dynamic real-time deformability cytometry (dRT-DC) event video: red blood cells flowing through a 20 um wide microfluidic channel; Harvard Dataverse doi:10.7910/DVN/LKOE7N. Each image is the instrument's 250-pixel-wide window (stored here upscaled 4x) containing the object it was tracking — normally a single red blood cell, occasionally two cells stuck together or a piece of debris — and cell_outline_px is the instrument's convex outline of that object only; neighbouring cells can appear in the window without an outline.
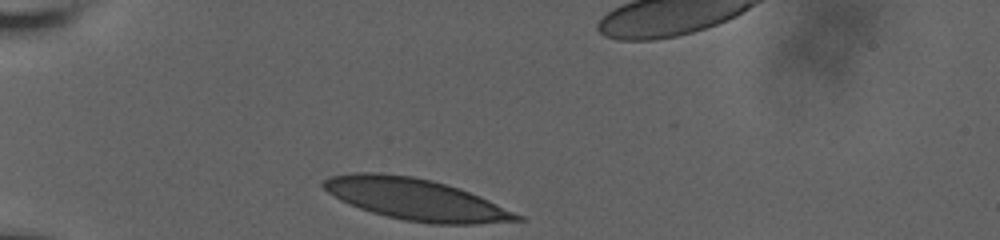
{"species": "human", "species_latin": "Homo sapiens", "temperature_condition": "room temperature", "stored_images_in_passage": 27, "camera_frame_rate_fps": 3000, "um_per_image_px": 0.085, "donor": {"sex": "male"}, "frame": {"image": 1, "passage_image": 1, "time_ms": 0.0, "image_size_px": [1000, 240], "cell_outline_px": [[528, 220], [476, 224], [432, 224], [404, 220], [372, 212], [360, 208], [340, 200], [328, 192], [320, 184], [328, 176], [352, 172], [380, 172], [412, 176], [432, 180], [460, 188], [480, 196], [524, 216]], "centroid_in_image_um": [35.35, 16.93], "position_along_channel_um": 49.6, "area_um2": 46.93}}
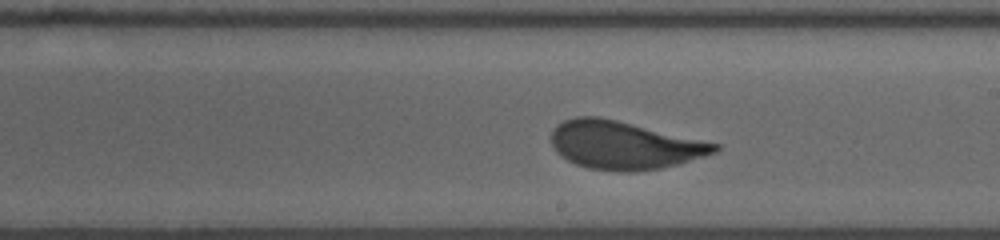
{"frame": {"image": 2, "passage_image": 16, "time_ms": 6.0, "image_size_px": [1000, 240], "cell_outline_px": [[720, 148], [716, 152], [676, 164], [660, 168], [636, 172], [616, 172], [588, 168], [576, 164], [560, 156], [556, 152], [552, 144], [552, 132], [556, 124], [564, 120], [576, 116], [600, 116], [720, 144]], "centroid_in_image_um": [53.01, 12.34], "position_along_channel_um": 236.0, "area_um2": 45.72}}
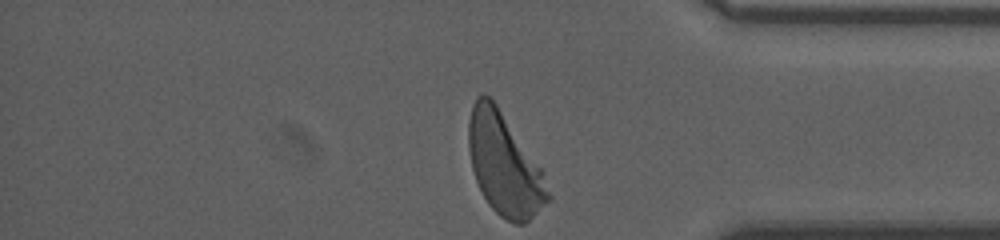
{"frame": {"image": 3, "passage_image": 27, "time_ms": 10.667, "image_size_px": [1000, 240], "cell_outline_px": [[552, 200], [524, 224], [516, 224], [500, 216], [488, 204], [476, 180], [472, 168], [468, 148], [468, 120], [472, 104], [476, 96], [480, 92], [484, 92], [496, 104], [544, 172], [552, 196]], "centroid_in_image_um": [42.88, 13.98], "position_along_channel_um": 392.3, "area_um2": 47.22}, "authors_computed_cell_mechanics": {"area_um2": 45.7198, "velocity_mm_per_s": 3.6168, "shape_relaxation_time_tau1_ms": 5.5128, "shape_relaxation_time_tau2_ms": null, "deformation_change_tau1": 0.199, "deformation_change_tau2": null}}